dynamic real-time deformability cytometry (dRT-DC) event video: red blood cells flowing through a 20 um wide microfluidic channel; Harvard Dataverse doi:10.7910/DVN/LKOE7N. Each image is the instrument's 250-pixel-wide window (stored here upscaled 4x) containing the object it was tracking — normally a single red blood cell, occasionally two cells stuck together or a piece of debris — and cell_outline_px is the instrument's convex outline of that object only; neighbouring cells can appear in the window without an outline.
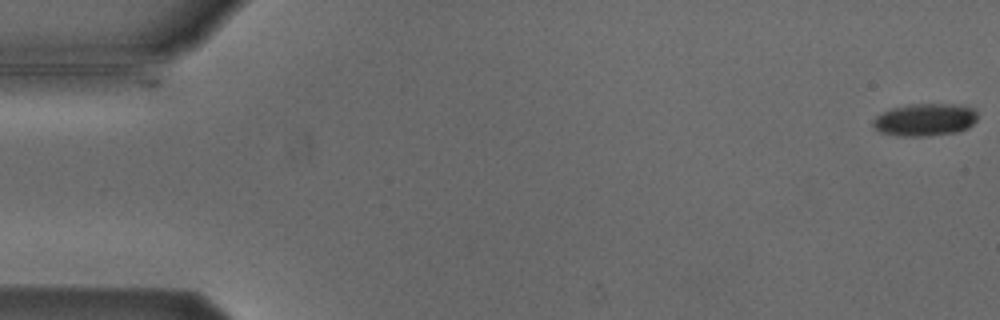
{"species": "Egyptian fruit bat (a non-hibernating species)", "species_latin": "Rousettus aegyptiacus", "temperature_condition": "cold", "stored_images_in_passage": 54, "camera_frame_rate_fps": 3000, "um_per_image_px": 0.085, "animal": {"sex": "male"}, "frame": {"image": 1, "passage_image": 1, "time_ms": 0.0, "image_size_px": [1000, 320], "cell_outline_px": [[976, 120], [968, 128], [956, 132], [928, 136], [904, 136], [880, 132], [872, 124], [872, 120], [876, 116], [892, 108], [912, 104], [952, 104], [972, 108], [976, 112]], "centroid_in_image_um": [78.62, 10.18], "position_along_channel_um": 6.4, "area_um2": 19.54}}
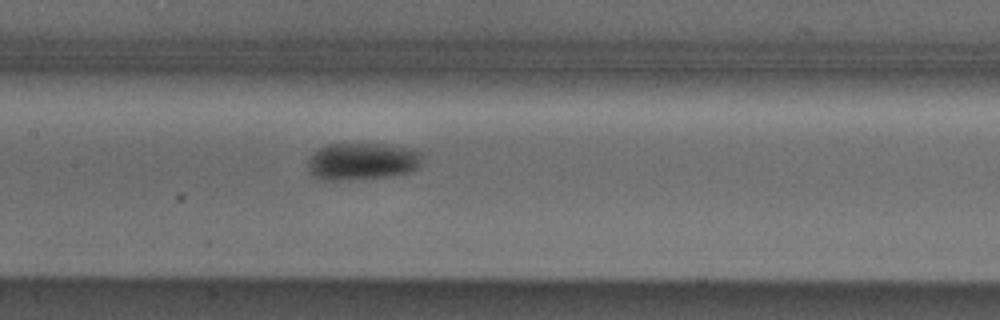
{"frame": {"image": 2, "passage_image": 26, "time_ms": 8.333, "image_size_px": [1000, 320], "cell_outline_px": [[424, 156], [420, 164], [412, 172], [392, 176], [348, 180], [320, 180], [312, 176], [308, 172], [308, 160], [316, 148], [328, 144], [384, 144], [424, 148]], "centroid_in_image_um": [30.86, 13.7], "position_along_channel_um": 176.5, "area_um2": 25.78}}
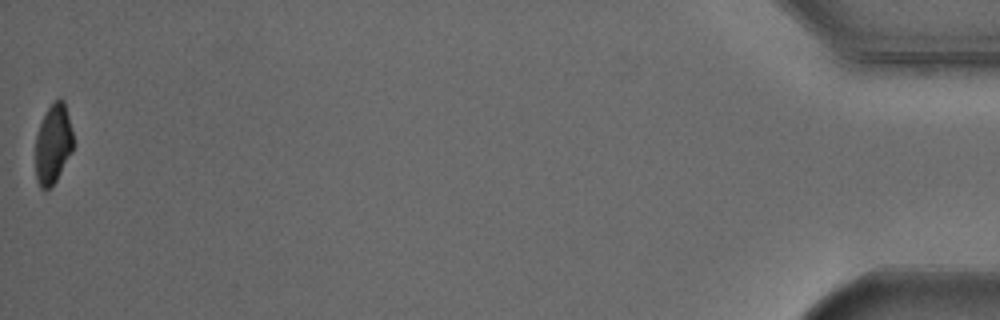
{"frame": {"image": 3, "passage_image": 54, "time_ms": 17.667, "image_size_px": [1000, 320], "cell_outline_px": [[72, 152], [56, 180], [48, 188], [40, 188], [36, 180], [36, 136], [40, 124], [48, 108], [60, 96], [64, 100], [72, 132]], "centroid_in_image_um": [4.51, 12.23], "position_along_channel_um": 430.7, "area_um2": 17.17}, "authors_computed_cell_mechanics": {"area_um2": 21.5016, "velocity_mm_per_s": 3.831, "shape_relaxation_time_tau1_ms": 2.5054, "shape_relaxation_time_tau2_ms": null, "deformation_change_tau1": 0.1098, "deformation_change_tau2": null}}